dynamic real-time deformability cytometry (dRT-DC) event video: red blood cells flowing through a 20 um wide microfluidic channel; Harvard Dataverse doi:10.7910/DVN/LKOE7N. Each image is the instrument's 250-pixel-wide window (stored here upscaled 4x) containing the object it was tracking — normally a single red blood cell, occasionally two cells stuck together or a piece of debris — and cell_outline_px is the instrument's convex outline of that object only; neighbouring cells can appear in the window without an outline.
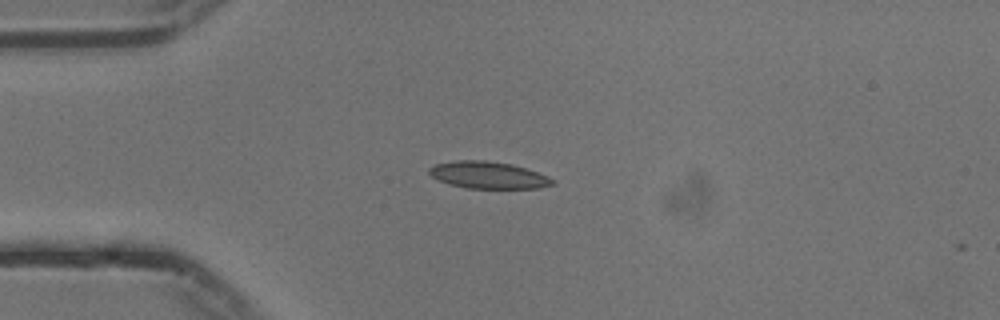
{"species": "common noctule bat (a hibernating species)", "species_latin": "Nyctalus noctula", "temperature_condition": "cold", "stored_images_in_passage": 2, "camera_frame_rate_fps": 3000, "um_per_image_px": 0.085, "animal": {"sex": "male", "body_mass_g": 13.3}, "frame": {"image": 1, "passage_image": 1, "time_ms": 0.0, "image_size_px": [1000, 320], "cell_outline_px": [[556, 184], [540, 188], [464, 188], [448, 184], [432, 176], [428, 172], [428, 168], [436, 164], [460, 160], [484, 160], [512, 164], [548, 176]], "centroid_in_image_um": [41.49, 14.89], "position_along_channel_um": 43.5, "area_um2": 19.25}}